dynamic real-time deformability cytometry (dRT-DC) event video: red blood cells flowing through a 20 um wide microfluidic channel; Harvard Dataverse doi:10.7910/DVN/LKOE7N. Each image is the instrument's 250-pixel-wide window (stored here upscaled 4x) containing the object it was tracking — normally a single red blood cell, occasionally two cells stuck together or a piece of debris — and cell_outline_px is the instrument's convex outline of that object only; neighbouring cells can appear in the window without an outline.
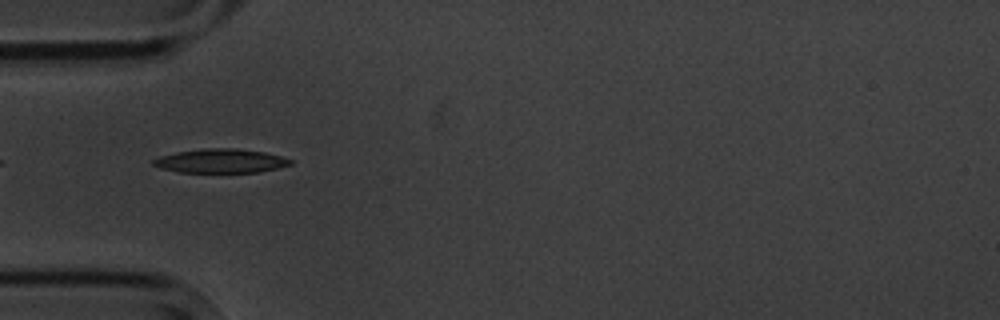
{"species": "common noctule bat (a hibernating species)", "species_latin": "Nyctalus noctula", "temperature_condition": "cold", "stored_images_in_passage": 2, "camera_frame_rate_fps": 3000, "um_per_image_px": 0.085, "animal": {"sex": "male", "body_mass_g": 20.1, "forearm_length_mm": 53.5}, "frame": {"image": 1, "passage_image": 1, "time_ms": 0.0, "image_size_px": [1000, 320], "cell_outline_px": [[292, 164], [260, 172], [176, 172], [160, 168], [152, 164], [152, 160], [160, 156], [176, 152], [204, 148], [236, 148], [264, 152], [280, 156], [292, 160]], "centroid_in_image_um": [18.73, 13.67], "position_along_channel_um": 66.3, "area_um2": 19.13}}
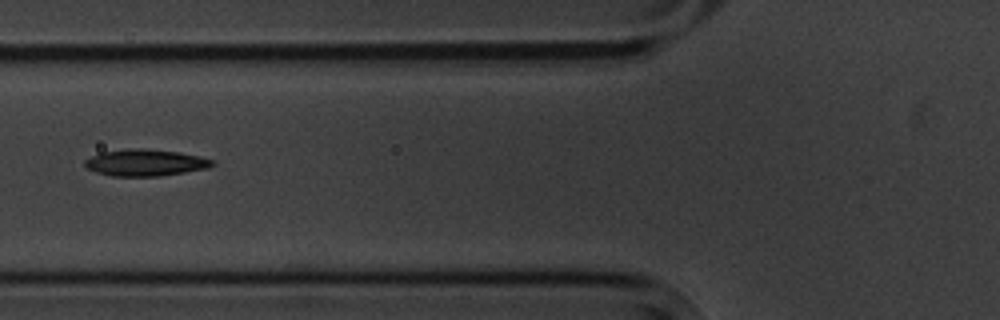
{"frame": {"image": 2, "passage_image": 2, "time_ms": 1.333, "image_size_px": [1000, 320], "cell_outline_px": [[216, 164], [208, 168], [160, 176], [112, 176], [96, 172], [88, 168], [84, 164], [84, 160], [100, 152], [136, 148], [144, 148], [180, 152], [200, 156], [212, 160]], "centroid_in_image_um": [12.37, 13.82], "position_along_channel_um": 113.4, "area_um2": 19.77}}